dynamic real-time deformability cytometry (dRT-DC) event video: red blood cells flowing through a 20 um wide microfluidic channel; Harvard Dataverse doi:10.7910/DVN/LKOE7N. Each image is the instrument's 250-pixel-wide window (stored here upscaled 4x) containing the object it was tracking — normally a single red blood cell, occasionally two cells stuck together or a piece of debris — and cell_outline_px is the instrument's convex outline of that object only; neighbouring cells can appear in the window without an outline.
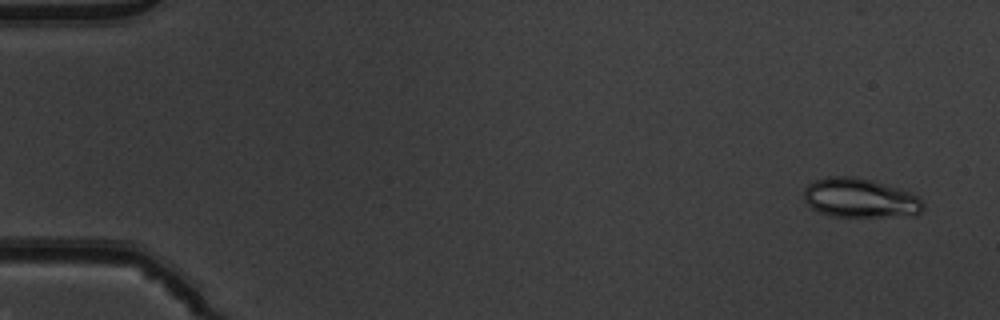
{"species": "common noctule bat (a hibernating species)", "species_latin": "Nyctalus noctula", "temperature_condition": "warm", "stored_images_in_passage": 52, "camera_frame_rate_fps": 3000, "um_per_image_px": 0.085, "animal": {"sex": "male", "body_mass_g": 19.5, "forearm_length_mm": 54.6}, "frame": {"image": 1, "passage_image": 3, "time_ms": 0.667, "image_size_px": [1000, 320], "cell_outline_px": [[924, 208], [916, 216], [832, 216], [820, 212], [812, 208], [804, 200], [804, 188], [808, 184], [816, 180], [828, 176], [856, 176], [872, 180], [908, 192], [916, 196], [924, 204]], "centroid_in_image_um": [73.09, 16.83], "position_along_channel_um": 11.9, "area_um2": 27.17}}
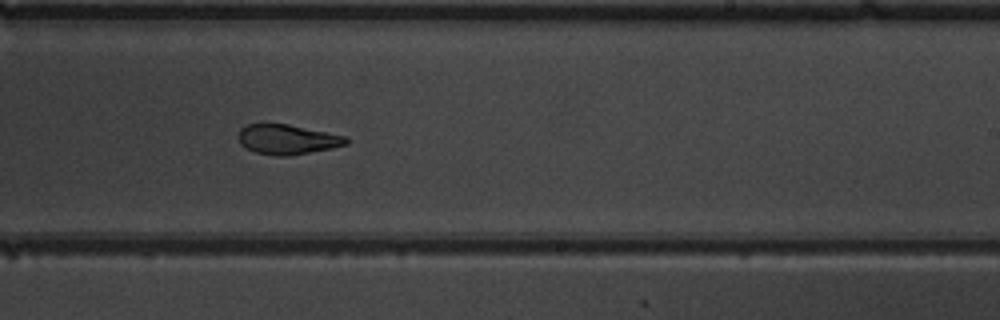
{"frame": {"image": 2, "passage_image": 33, "time_ms": 10.667, "image_size_px": [1000, 320], "cell_outline_px": [[348, 144], [332, 148], [288, 156], [276, 156], [256, 152], [240, 144], [236, 136], [240, 128], [244, 124], [288, 124], [348, 136]], "centroid_in_image_um": [24.41, 11.84], "position_along_channel_um": 264.6, "area_um2": 18.9}}
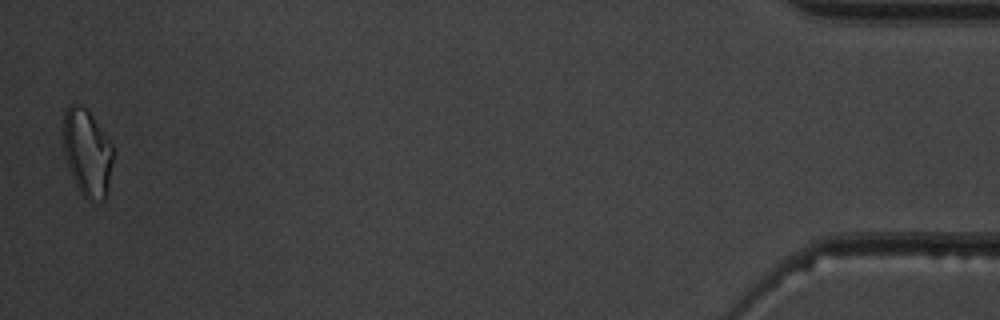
{"frame": {"image": 3, "passage_image": 52, "time_ms": 17.0, "image_size_px": [1000, 320], "cell_outline_px": [[112, 164], [108, 196], [104, 200], [88, 200], [80, 192], [76, 184], [68, 164], [64, 152], [64, 112], [68, 104], [80, 104], [88, 108], [112, 144]], "centroid_in_image_um": [7.44, 12.95], "position_along_channel_um": 427.8, "area_um2": 25.32}, "authors_computed_cell_mechanics": {"area_um2": 20.9814, "velocity_mm_per_s": 3.92, "shape_relaxation_time_tau1_ms": null, "shape_relaxation_time_tau2_ms": 2.6392, "deformation_change_tau1": null, "deformation_change_tau2": 0.0816}}